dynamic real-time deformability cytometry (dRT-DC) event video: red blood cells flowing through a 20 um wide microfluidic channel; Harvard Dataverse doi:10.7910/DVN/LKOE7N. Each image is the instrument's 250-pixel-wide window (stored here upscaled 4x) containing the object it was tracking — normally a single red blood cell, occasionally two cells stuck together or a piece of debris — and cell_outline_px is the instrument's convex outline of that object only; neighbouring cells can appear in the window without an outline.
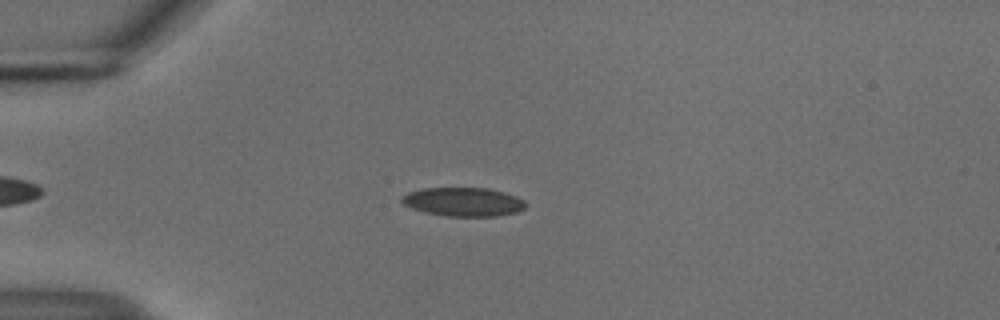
{"species": "common noctule bat (a hibernating species)", "species_latin": "Nyctalus noctula", "temperature_condition": "cold", "stored_images_in_passage": 50, "camera_frame_rate_fps": 3000, "um_per_image_px": 0.085, "animal": {"sex": "male", "body_mass_g": 18.8}, "frame": {"image": 1, "passage_image": 14, "time_ms": 4.333, "image_size_px": [1000, 320], "cell_outline_px": [[528, 204], [524, 208], [516, 212], [496, 216], [448, 216], [424, 212], [412, 208], [404, 204], [400, 200], [408, 192], [424, 188], [488, 188], [504, 192], [516, 196], [524, 200]], "centroid_in_image_um": [39.41, 17.15], "position_along_channel_um": 45.6, "area_um2": 20.69}}
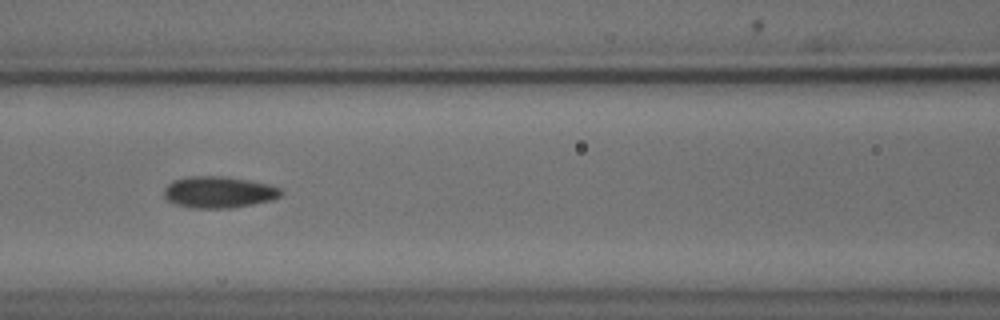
{"frame": {"image": 2, "passage_image": 24, "time_ms": 7.667, "image_size_px": [1000, 320], "cell_outline_px": [[284, 192], [280, 196], [272, 200], [252, 204], [228, 208], [192, 208], [176, 204], [168, 200], [164, 196], [164, 188], [172, 180], [184, 176], [224, 176], [248, 180], [268, 184], [280, 188]], "centroid_in_image_um": [18.57, 16.32], "position_along_channel_um": 148.0, "area_um2": 21.56}}
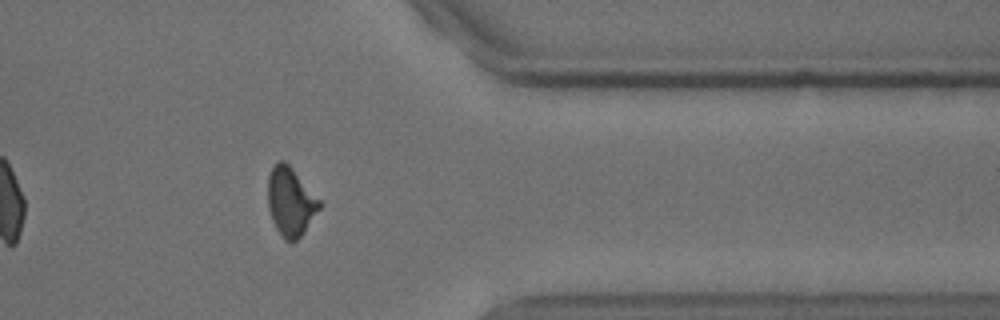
{"frame": {"image": 3, "passage_image": 44, "time_ms": 14.333, "image_size_px": [1000, 320], "cell_outline_px": [[320, 208], [304, 232], [292, 244], [284, 240], [276, 228], [272, 220], [268, 208], [268, 176], [272, 168], [280, 160], [284, 160], [292, 168], [320, 200]], "centroid_in_image_um": [24.68, 17.17], "position_along_channel_um": 386.7, "area_um2": 20.46}, "authors_computed_cell_mechanics": {"area_um2": 20.8658, "velocity_mm_per_s": 3.7376, "shape_relaxation_time_tau1_ms": 3.6381, "shape_relaxation_time_tau2_ms": 3.2837, "deformation_change_tau1": 0.1025, "deformation_change_tau2": 0.0691}}